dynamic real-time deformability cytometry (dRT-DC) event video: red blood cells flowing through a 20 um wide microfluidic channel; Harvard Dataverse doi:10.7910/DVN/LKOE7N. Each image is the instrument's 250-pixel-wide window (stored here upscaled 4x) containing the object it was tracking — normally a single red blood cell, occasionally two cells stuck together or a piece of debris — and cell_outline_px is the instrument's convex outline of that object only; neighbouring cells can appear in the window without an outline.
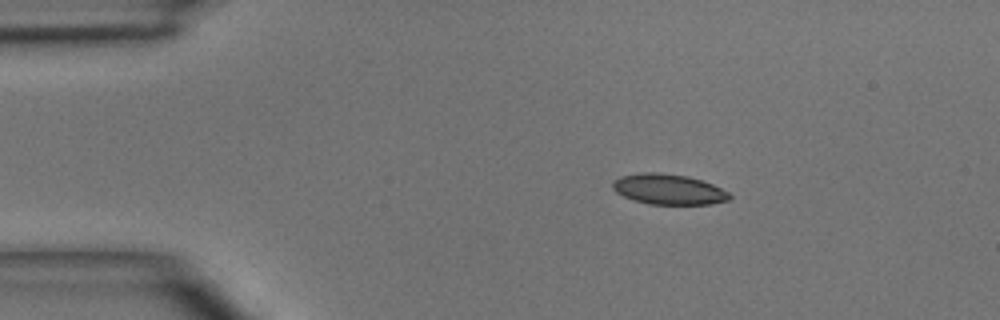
{"species": "common noctule bat (a hibernating species)", "species_latin": "Nyctalus noctula", "temperature_condition": "room temperature", "stored_images_in_passage": 5, "camera_frame_rate_fps": 3000, "um_per_image_px": 0.085, "animal": {"sex": "male", "body_mass_g": 15.6}, "frame": {"image": 1, "passage_image": 2, "time_ms": 1.333, "image_size_px": [1000, 320], "cell_outline_px": [[732, 196], [728, 200], [708, 204], [648, 204], [632, 200], [616, 192], [612, 188], [612, 180], [620, 176], [640, 172], [656, 172], [688, 176], [712, 184], [728, 192]], "centroid_in_image_um": [56.77, 16.08], "position_along_channel_um": 28.2, "area_um2": 20.75}}